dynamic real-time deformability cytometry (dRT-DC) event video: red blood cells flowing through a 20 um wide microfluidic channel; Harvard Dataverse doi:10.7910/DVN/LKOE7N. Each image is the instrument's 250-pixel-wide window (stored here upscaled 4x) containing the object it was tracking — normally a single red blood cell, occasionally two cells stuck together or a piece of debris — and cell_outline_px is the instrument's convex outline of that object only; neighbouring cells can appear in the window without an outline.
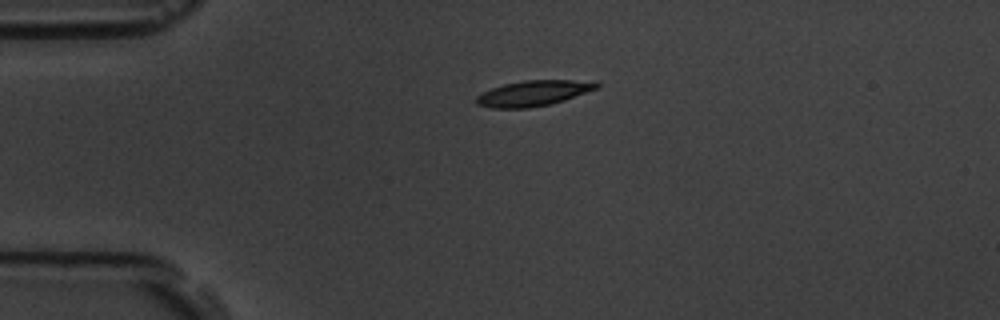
{"species": "common noctule bat (a hibernating species)", "species_latin": "Nyctalus noctula", "temperature_condition": "room temperature", "stored_images_in_passage": 7, "camera_frame_rate_fps": 3000, "um_per_image_px": 0.085, "animal": {"sex": "male", "body_mass_g": 19.5, "forearm_length_mm": 54.6}, "frame": {"image": 1, "passage_image": 7, "time_ms": 7.0, "image_size_px": [1000, 320], "cell_outline_px": [[600, 88], [552, 104], [528, 108], [492, 108], [476, 104], [476, 96], [492, 88], [504, 84], [524, 80], [596, 80], [600, 84]], "centroid_in_image_um": [45.41, 7.91], "position_along_channel_um": 39.6, "area_um2": 18.09}}